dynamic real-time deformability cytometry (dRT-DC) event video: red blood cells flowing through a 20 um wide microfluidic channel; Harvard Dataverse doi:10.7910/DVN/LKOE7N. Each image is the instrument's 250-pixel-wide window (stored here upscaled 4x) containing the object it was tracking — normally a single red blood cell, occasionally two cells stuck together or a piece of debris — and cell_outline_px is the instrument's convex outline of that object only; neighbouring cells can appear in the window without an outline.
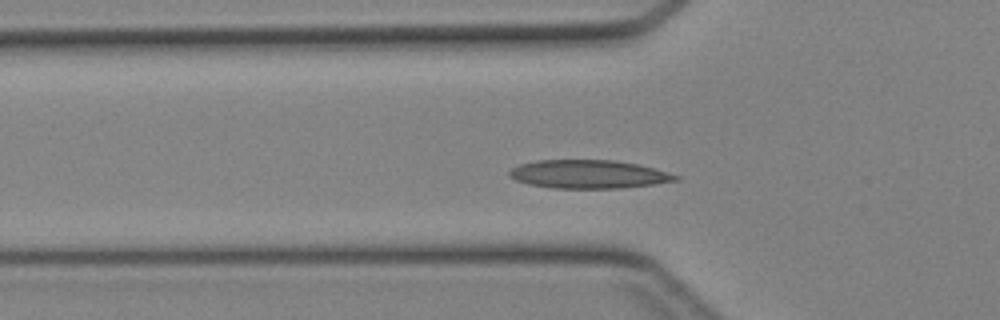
{"species": "Egyptian fruit bat (a non-hibernating species)", "species_latin": "Rousettus aegyptiacus", "temperature_condition": "cold", "stored_images_in_passage": 33, "camera_frame_rate_fps": 3000, "um_per_image_px": 0.085, "animal": {"sex": "female"}, "frame": {"image": 1, "passage_image": 10, "time_ms": 3.0, "image_size_px": [1000, 320], "cell_outline_px": [[680, 180], [652, 184], [620, 188], [552, 188], [528, 184], [516, 180], [508, 176], [508, 172], [512, 168], [520, 164], [536, 160], [616, 160], [636, 164], [668, 172], [680, 176]], "centroid_in_image_um": [50.0, 14.81], "position_along_channel_um": 75.8, "area_um2": 27.46}}
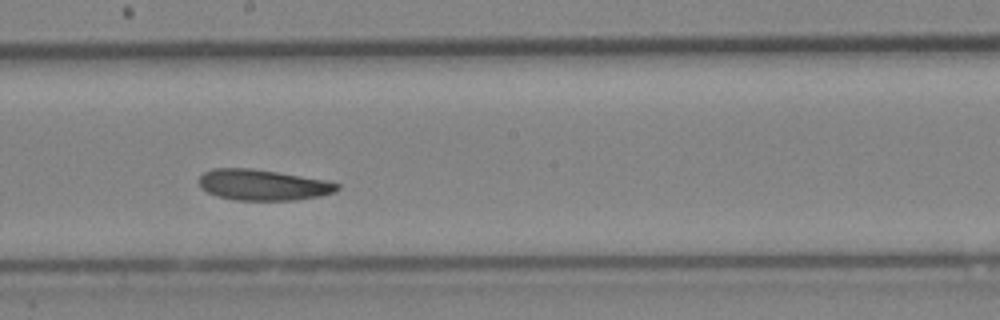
{"frame": {"image": 2, "passage_image": 20, "time_ms": 6.333, "image_size_px": [1000, 320], "cell_outline_px": [[340, 188], [336, 192], [320, 196], [296, 200], [236, 200], [216, 196], [200, 188], [200, 176], [204, 172], [212, 168], [252, 168], [324, 180], [340, 184]], "centroid_in_image_um": [22.34, 15.72], "position_along_channel_um": 225.9, "area_um2": 24.8}}
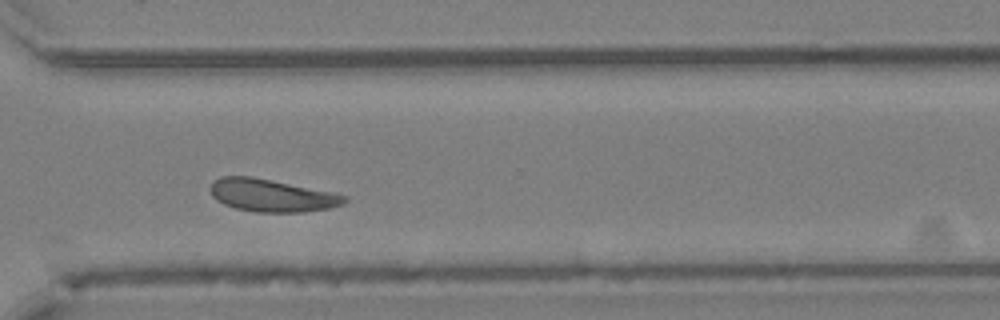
{"frame": {"image": 3, "passage_image": 28, "time_ms": 9.0, "image_size_px": [1000, 320], "cell_outline_px": [[348, 200], [344, 204], [332, 208], [304, 212], [256, 212], [236, 208], [224, 204], [216, 200], [212, 196], [208, 188], [212, 180], [220, 176], [252, 176], [332, 192], [348, 196]], "centroid_in_image_um": [23.08, 16.61], "position_along_channel_um": 347.5, "area_um2": 25.78}}